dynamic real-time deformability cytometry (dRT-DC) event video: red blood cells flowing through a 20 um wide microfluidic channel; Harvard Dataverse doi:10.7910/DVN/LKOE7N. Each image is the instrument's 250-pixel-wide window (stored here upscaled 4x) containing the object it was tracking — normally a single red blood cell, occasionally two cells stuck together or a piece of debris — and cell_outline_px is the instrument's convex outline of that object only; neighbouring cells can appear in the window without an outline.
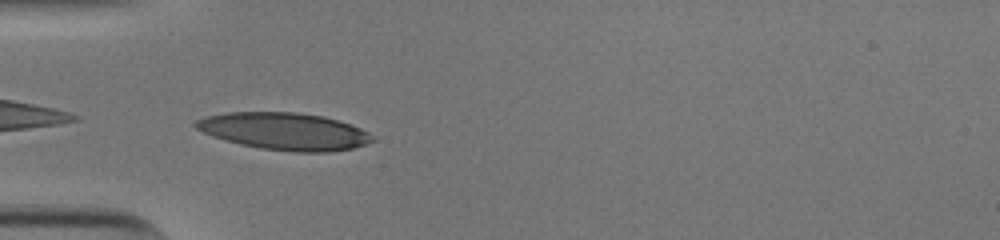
{"species": "human", "species_latin": "Homo sapiens", "temperature_condition": "cold", "stored_images_in_passage": 37, "camera_frame_rate_fps": 3000, "um_per_image_px": 0.085, "donor": {"sex": "male"}, "frame": {"image": 1, "passage_image": 1, "time_ms": 0.0, "image_size_px": [1000, 240], "cell_outline_px": [[376, 140], [352, 148], [328, 152], [296, 152], [260, 148], [240, 144], [224, 140], [212, 136], [196, 128], [192, 124], [196, 120], [208, 116], [228, 112], [296, 112], [324, 116], [352, 124], [376, 136]], "centroid_in_image_um": [24.2, 11.16], "position_along_channel_um": 60.8, "area_um2": 38.38}}
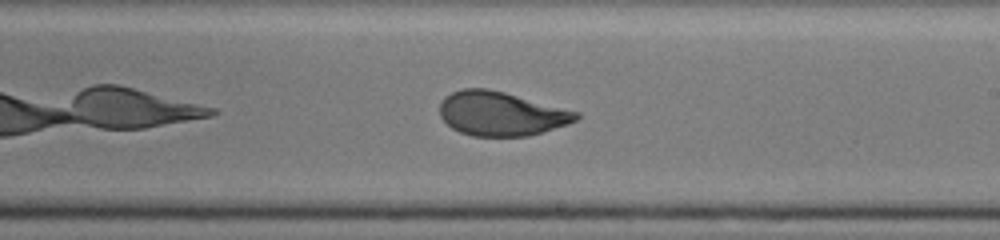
{"frame": {"image": 2, "passage_image": 16, "time_ms": 5.0, "image_size_px": [1000, 240], "cell_outline_px": [[580, 116], [576, 120], [568, 124], [528, 136], [472, 136], [460, 132], [452, 128], [440, 116], [440, 100], [444, 96], [460, 88], [488, 88], [504, 92], [580, 112]], "centroid_in_image_um": [42.57, 9.65], "position_along_channel_um": 246.4, "area_um2": 35.08}}
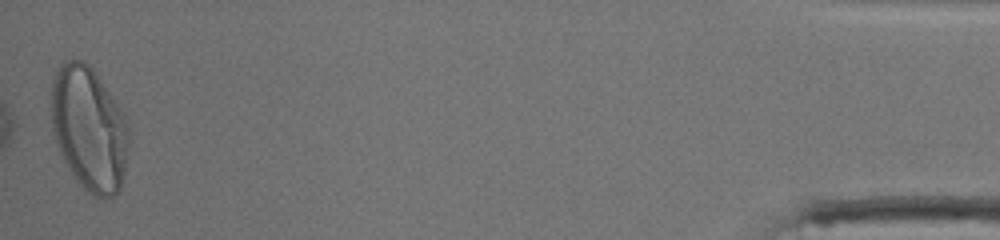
{"frame": {"image": 3, "passage_image": 37, "time_ms": 12.0, "image_size_px": [1000, 240], "cell_outline_px": [[132, 140], [120, 188], [112, 196], [96, 196], [88, 192], [80, 184], [64, 160], [60, 152], [52, 132], [48, 104], [52, 76], [56, 68], [64, 60], [84, 60], [92, 68], [120, 108], [128, 124]], "centroid_in_image_um": [7.54, 10.87], "position_along_channel_um": 427.7, "area_um2": 56.99}, "authors_computed_cell_mechanics": {"area_um2": 35.8938, "velocity_mm_per_s": 3.809, "shape_relaxation_time_tau1_ms": 5.5833, "shape_relaxation_time_tau2_ms": 0.9711, "deformation_change_tau1": 0.2361, "deformation_change_tau2": 0.0594}}